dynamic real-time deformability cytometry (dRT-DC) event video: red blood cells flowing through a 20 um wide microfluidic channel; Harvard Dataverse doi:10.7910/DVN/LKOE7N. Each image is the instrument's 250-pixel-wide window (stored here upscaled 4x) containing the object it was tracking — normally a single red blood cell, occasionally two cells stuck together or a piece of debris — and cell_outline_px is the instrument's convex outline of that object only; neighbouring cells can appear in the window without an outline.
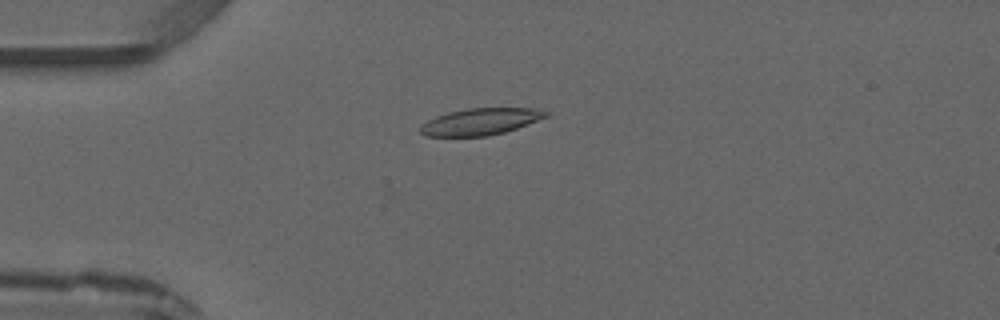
{"species": "common noctule bat (a hibernating species)", "species_latin": "Nyctalus noctula", "temperature_condition": "warm", "stored_images_in_passage": 3, "camera_frame_rate_fps": 3000, "um_per_image_px": 0.085, "animal": {"sex": "male", "forearm_length_mm": 52.5}, "frame": {"image": 1, "passage_image": 3, "time_ms": 4.0, "image_size_px": [1000, 320], "cell_outline_px": [[548, 116], [516, 128], [504, 132], [488, 136], [424, 136], [420, 132], [420, 128], [428, 120], [436, 116], [448, 112], [468, 108], [532, 108], [548, 112]], "centroid_in_image_um": [40.82, 10.34], "position_along_channel_um": 44.2, "area_um2": 19.31}}